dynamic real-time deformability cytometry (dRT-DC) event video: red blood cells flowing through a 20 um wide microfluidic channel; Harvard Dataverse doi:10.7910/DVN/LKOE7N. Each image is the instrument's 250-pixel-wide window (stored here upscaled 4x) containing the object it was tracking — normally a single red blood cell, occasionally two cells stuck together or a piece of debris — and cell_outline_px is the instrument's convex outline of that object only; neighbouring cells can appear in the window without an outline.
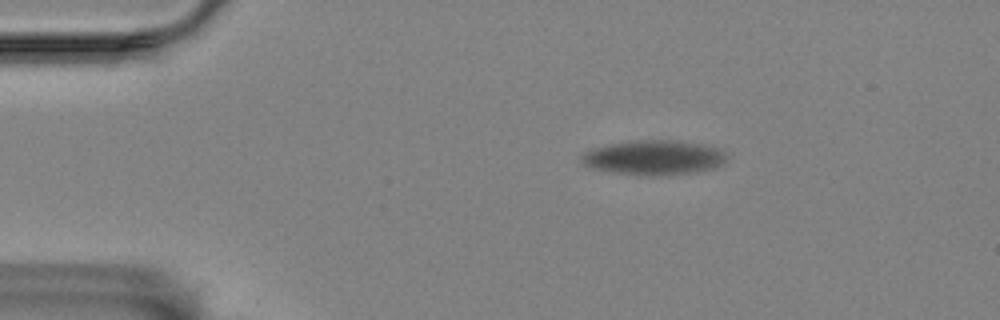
{"species": "Egyptian fruit bat (a non-hibernating species)", "species_latin": "Rousettus aegyptiacus", "temperature_condition": "room temperature", "stored_images_in_passage": 64, "camera_frame_rate_fps": 3000, "um_per_image_px": 0.085, "animal": {"sex": "female"}, "frame": {"image": 1, "passage_image": 1, "time_ms": 0.0, "image_size_px": [1000, 320], "cell_outline_px": [[724, 160], [720, 164], [712, 168], [688, 172], [652, 176], [640, 176], [592, 168], [584, 164], [580, 160], [580, 156], [584, 152], [596, 148], [612, 144], [636, 140], [680, 140], [716, 148], [724, 152]], "centroid_in_image_um": [55.51, 13.39], "position_along_channel_um": 29.5, "area_um2": 28.61}}
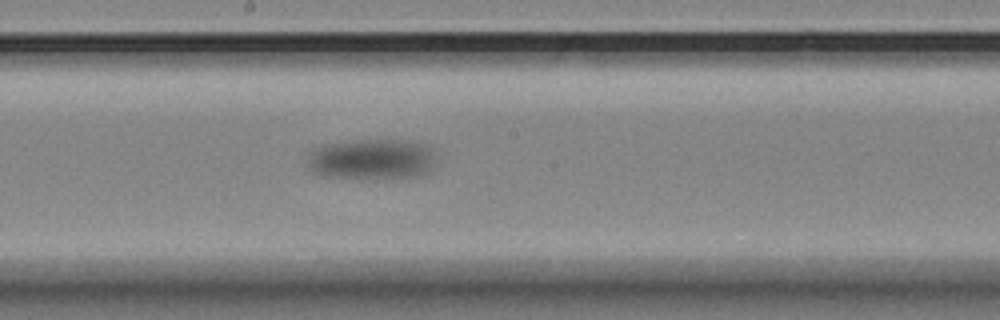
{"frame": {"image": 2, "passage_image": 29, "time_ms": 9.333, "image_size_px": [1000, 320], "cell_outline_px": [[436, 164], [428, 172], [420, 176], [400, 180], [360, 180], [320, 176], [312, 172], [308, 168], [308, 156], [312, 152], [328, 144], [356, 140], [412, 140], [428, 144], [436, 148]], "centroid_in_image_um": [31.74, 13.59], "position_along_channel_um": 216.5, "area_um2": 32.14}}
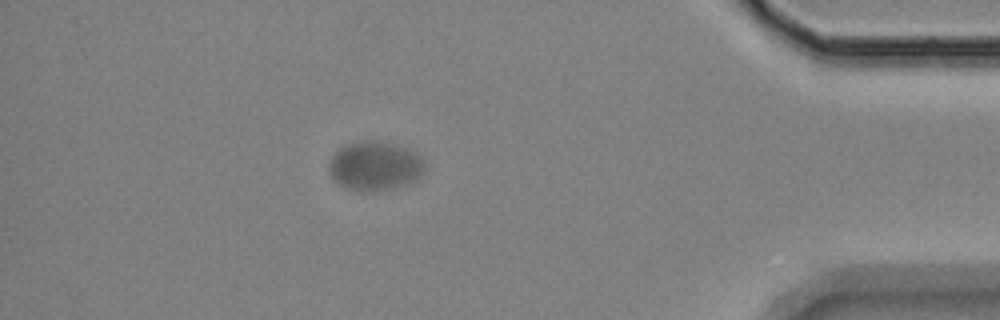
{"frame": {"image": 3, "passage_image": 55, "time_ms": 18.0, "image_size_px": [1000, 320], "cell_outline_px": [[424, 172], [416, 180], [408, 184], [396, 188], [372, 192], [364, 192], [344, 188], [332, 180], [328, 168], [328, 164], [332, 156], [340, 148], [348, 144], [364, 140], [384, 140], [396, 144], [420, 156], [424, 160]], "centroid_in_image_um": [31.85, 14.13], "position_along_channel_um": 403.4, "area_um2": 27.92}}